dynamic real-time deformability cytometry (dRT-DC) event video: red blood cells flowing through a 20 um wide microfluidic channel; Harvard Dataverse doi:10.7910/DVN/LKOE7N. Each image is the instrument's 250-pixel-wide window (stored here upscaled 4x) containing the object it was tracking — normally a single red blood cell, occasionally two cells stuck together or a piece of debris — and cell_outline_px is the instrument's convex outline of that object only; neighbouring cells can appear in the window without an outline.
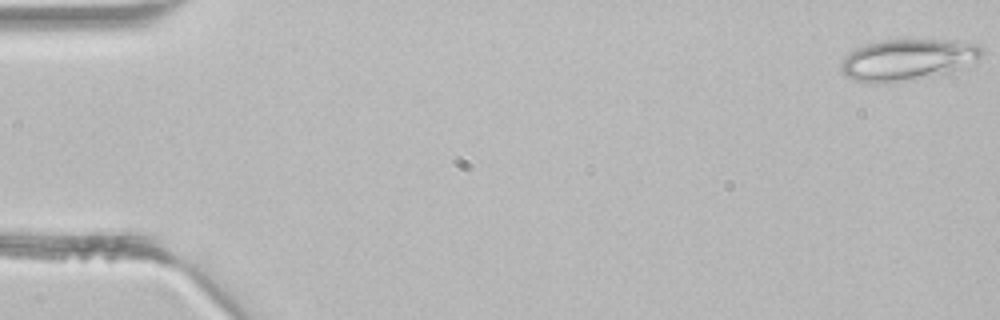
{"species": "common noctule bat (a hibernating species)", "species_latin": "Nyctalus noctula", "temperature_condition": "room temperature", "stored_images_in_passage": 4, "camera_frame_rate_fps": 3000, "um_per_image_px": 0.085, "animal": {"sex": "male", "body_mass_g": 21.5, "forearm_length_mm": 52.0}, "frame": {"image": 1, "passage_image": 1, "time_ms": 0.0, "image_size_px": [1000, 320], "cell_outline_px": [[984, 52], [980, 56], [952, 72], [876, 84], [872, 84], [852, 80], [840, 72], [840, 64], [844, 56], [856, 48], [880, 40], [952, 40], [976, 44]], "centroid_in_image_um": [77.05, 5.07], "position_along_channel_um": 8.0, "area_um2": 33.47}}